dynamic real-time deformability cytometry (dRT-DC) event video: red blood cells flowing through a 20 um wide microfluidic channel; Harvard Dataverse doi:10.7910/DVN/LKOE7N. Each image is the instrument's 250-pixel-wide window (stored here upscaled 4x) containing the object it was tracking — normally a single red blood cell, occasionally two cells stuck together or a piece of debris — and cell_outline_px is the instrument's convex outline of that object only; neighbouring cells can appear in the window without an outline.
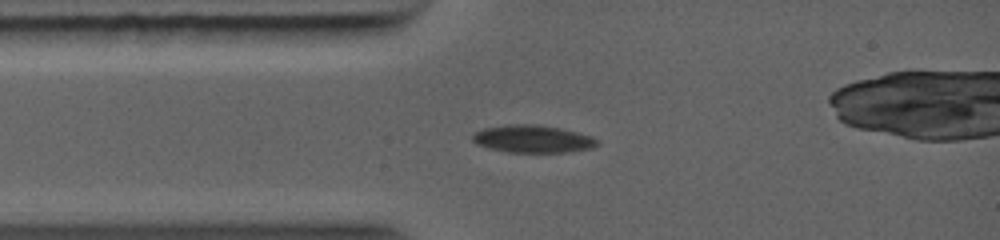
{"species": "common noctule bat (a hibernating species)", "species_latin": "Nyctalus noctula", "temperature_condition": "warm", "stored_images_in_passage": 5, "camera_frame_rate_fps": 5000, "um_per_image_px": 0.085, "animal": {"sex": "female", "body_mass_g": 19.0, "forearm_length_mm": 56.7}, "frame": {"image": 1, "passage_image": 1, "time_ms": 0.0, "image_size_px": [1000, 240], "cell_outline_px": [[596, 144], [584, 148], [556, 152], [520, 152], [496, 148], [484, 144], [476, 140], [472, 136], [476, 132], [488, 128], [524, 124], [528, 124], [556, 128], [588, 136], [596, 140]], "centroid_in_image_um": [45.29, 11.8], "position_along_channel_um": 39.7, "area_um2": 17.92}}
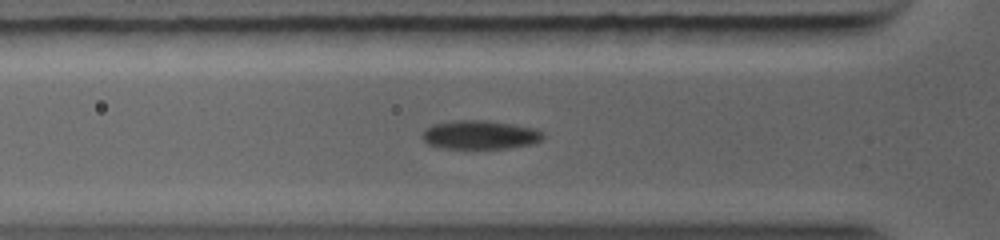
{"frame": {"image": 2, "passage_image": 3, "time_ms": 1.0, "image_size_px": [1000, 240], "cell_outline_px": [[540, 136], [536, 140], [524, 144], [496, 148], [456, 148], [432, 144], [424, 136], [424, 132], [428, 128], [436, 124], [456, 120], [484, 120], [508, 124], [528, 128], [540, 132]], "centroid_in_image_um": [40.72, 11.43], "position_along_channel_um": 85.1, "area_um2": 18.44}}
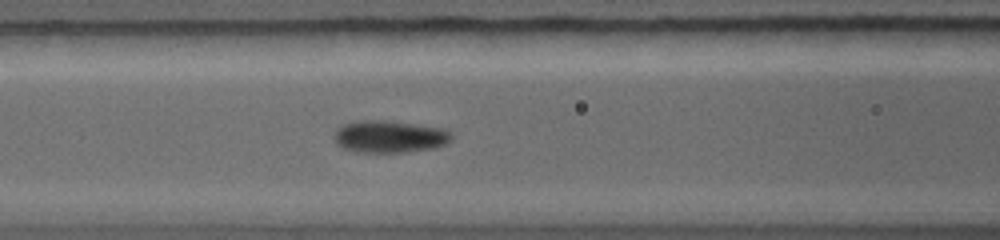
{"frame": {"image": 3, "passage_image": 5, "time_ms": 2.0, "image_size_px": [1000, 240], "cell_outline_px": [[448, 136], [444, 140], [436, 144], [408, 148], [360, 148], [344, 144], [340, 140], [340, 128], [348, 124], [376, 120], [408, 124], [432, 128], [444, 132]], "centroid_in_image_um": [33.08, 11.49], "position_along_channel_um": 133.5, "area_um2": 16.88}}